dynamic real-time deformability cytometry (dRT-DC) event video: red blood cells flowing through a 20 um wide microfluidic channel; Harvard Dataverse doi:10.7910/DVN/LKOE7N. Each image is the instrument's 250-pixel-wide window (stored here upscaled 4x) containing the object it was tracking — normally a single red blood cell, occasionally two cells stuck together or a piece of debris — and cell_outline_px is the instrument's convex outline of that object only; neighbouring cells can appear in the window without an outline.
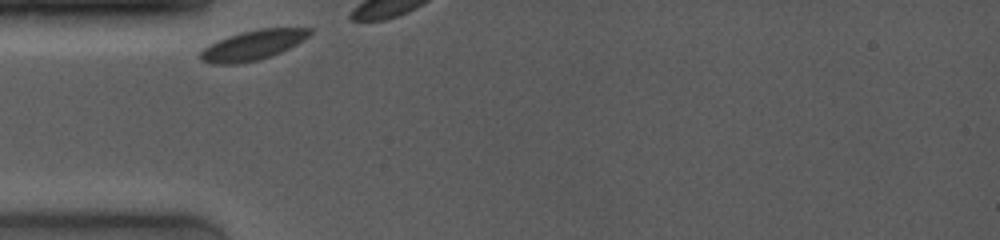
{"species": "common noctule bat (a hibernating species)", "species_latin": "Nyctalus noctula", "temperature_condition": "room temperature", "stored_images_in_passage": 4, "camera_frame_rate_fps": 4000, "um_per_image_px": 0.085, "animal": {"sex": "female", "body_mass_g": 19.0, "forearm_length_mm": 53.3}, "frame": {"image": 1, "passage_image": 1, "time_ms": 0.0, "image_size_px": [1000, 240], "cell_outline_px": [[312, 32], [308, 36], [296, 44], [280, 52], [256, 60], [236, 64], [212, 64], [200, 60], [200, 52], [208, 44], [228, 36], [240, 32], [260, 28], [312, 28]], "centroid_in_image_um": [21.45, 3.83], "position_along_channel_um": 63.6, "area_um2": 18.79}}